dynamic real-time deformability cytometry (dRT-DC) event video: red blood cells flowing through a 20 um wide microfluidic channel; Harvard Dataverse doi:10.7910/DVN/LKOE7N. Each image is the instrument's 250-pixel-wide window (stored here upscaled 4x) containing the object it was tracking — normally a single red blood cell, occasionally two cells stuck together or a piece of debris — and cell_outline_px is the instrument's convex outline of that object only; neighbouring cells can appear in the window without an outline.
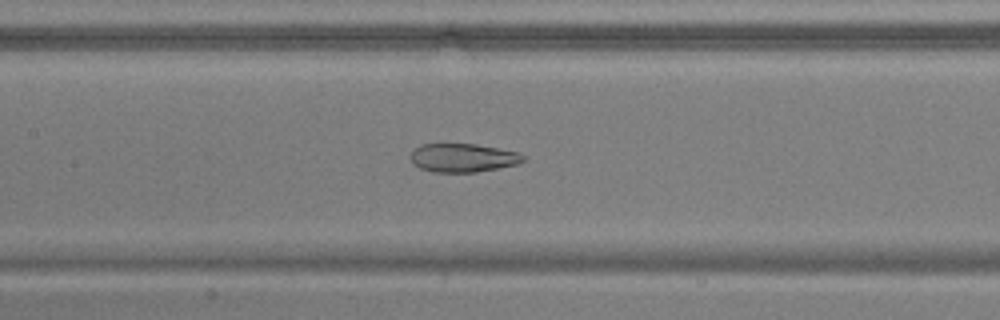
{"species": "common noctule bat (a hibernating species)", "species_latin": "Nyctalus noctula", "temperature_condition": "warm", "stored_images_in_passage": 54, "camera_frame_rate_fps": 3000, "um_per_image_px": 0.085, "animal": {"sex": "male", "body_mass_g": 17.9, "forearm_length_mm": 54.2}, "frame": {"image": 1, "passage_image": 26, "time_ms": 8.333, "image_size_px": [1000, 320], "cell_outline_px": [[524, 160], [516, 164], [476, 172], [432, 172], [420, 168], [412, 164], [412, 148], [420, 144], [476, 144], [516, 152], [524, 156]], "centroid_in_image_um": [39.28, 13.41], "position_along_channel_um": 168.1, "area_um2": 18.55}}
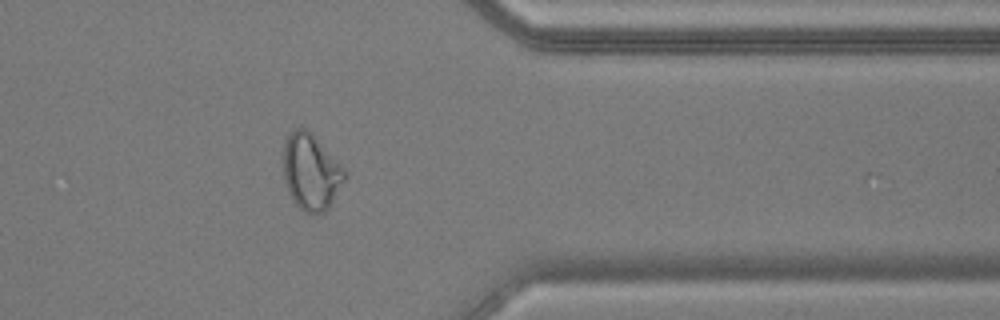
{"frame": {"image": 2, "passage_image": 44, "time_ms": 14.333, "image_size_px": [1000, 320], "cell_outline_px": [[344, 180], [328, 208], [324, 212], [316, 216], [304, 212], [296, 204], [288, 188], [284, 176], [284, 140], [288, 132], [296, 128], [304, 128], [312, 132], [344, 168]], "centroid_in_image_um": [26.42, 14.59], "position_along_channel_um": 385.0, "area_um2": 26.99}}
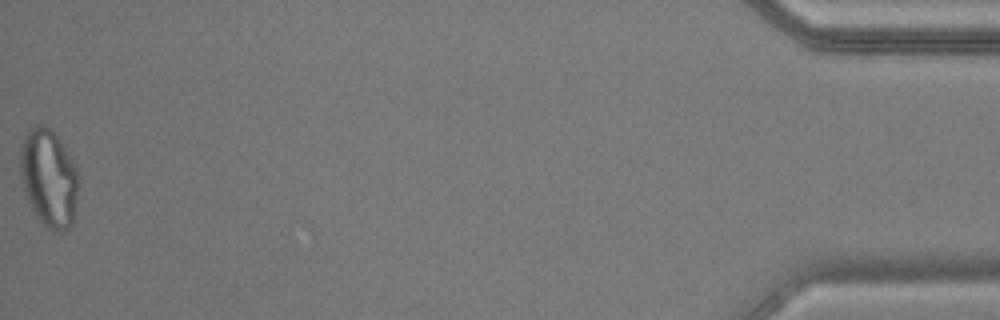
{"frame": {"image": 3, "passage_image": 54, "time_ms": 17.667, "image_size_px": [1000, 320], "cell_outline_px": [[76, 200], [72, 224], [64, 232], [52, 232], [36, 216], [24, 192], [20, 172], [20, 148], [24, 136], [28, 128], [36, 124], [44, 124], [60, 140], [72, 160], [76, 168]], "centroid_in_image_um": [4.11, 15.12], "position_along_channel_um": 431.1, "area_um2": 32.89}, "authors_computed_cell_mechanics": {"area_um2": 27.1371, "velocity_mm_per_s": 3.7932, "shape_relaxation_time_tau1_ms": null, "shape_relaxation_time_tau2_ms": 1.8373, "deformation_change_tau1": null, "deformation_change_tau2": 0.0893}}